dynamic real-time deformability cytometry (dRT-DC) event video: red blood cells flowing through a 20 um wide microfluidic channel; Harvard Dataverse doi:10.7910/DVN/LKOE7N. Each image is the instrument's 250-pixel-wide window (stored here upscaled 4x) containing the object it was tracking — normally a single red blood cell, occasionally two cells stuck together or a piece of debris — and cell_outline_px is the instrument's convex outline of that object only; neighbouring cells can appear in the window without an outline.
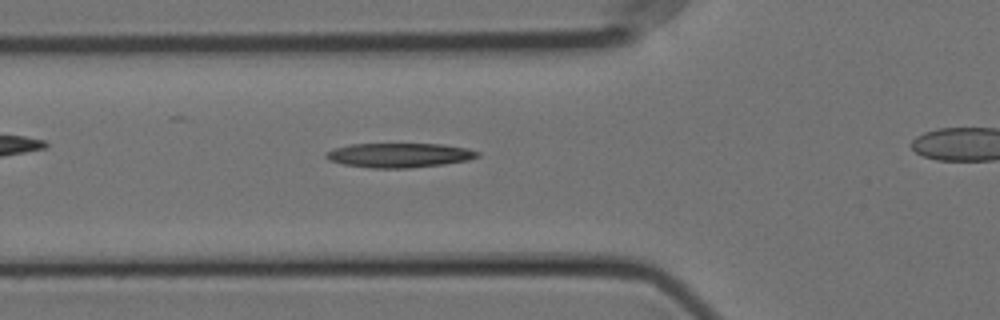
{"species": "Egyptian fruit bat (a non-hibernating species)", "species_latin": "Rousettus aegyptiacus", "temperature_condition": "cold", "stored_images_in_passage": 45, "camera_frame_rate_fps": 3000, "um_per_image_px": 0.085, "animal": {"sex": "female"}, "frame": {"image": 1, "passage_image": 16, "time_ms": 5.0, "image_size_px": [1000, 320], "cell_outline_px": [[480, 156], [468, 160], [444, 164], [408, 168], [368, 168], [344, 164], [328, 160], [324, 156], [324, 152], [332, 148], [352, 144], [444, 144], [468, 148], [480, 152]], "centroid_in_image_um": [33.92, 13.19], "position_along_channel_um": 91.9, "area_um2": 21.79}}
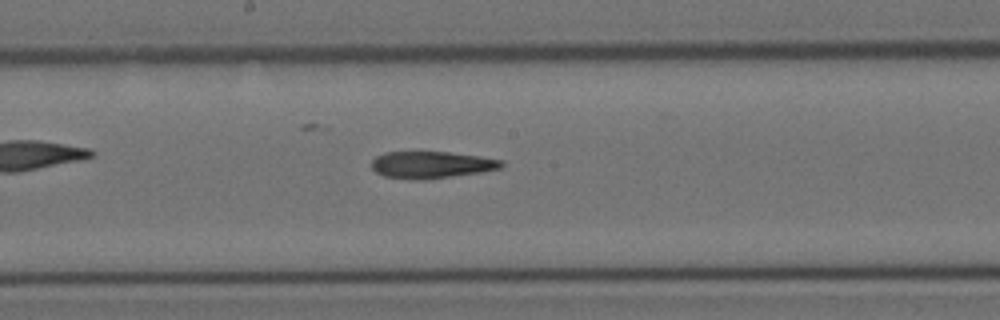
{"frame": {"image": 2, "passage_image": 26, "time_ms": 8.333, "image_size_px": [1000, 320], "cell_outline_px": [[504, 164], [500, 168], [480, 172], [420, 180], [412, 180], [384, 176], [376, 172], [372, 168], [372, 160], [376, 156], [384, 152], [448, 152], [480, 156], [504, 160]], "centroid_in_image_um": [36.65, 14.0], "position_along_channel_um": 211.5, "area_um2": 20.29}}
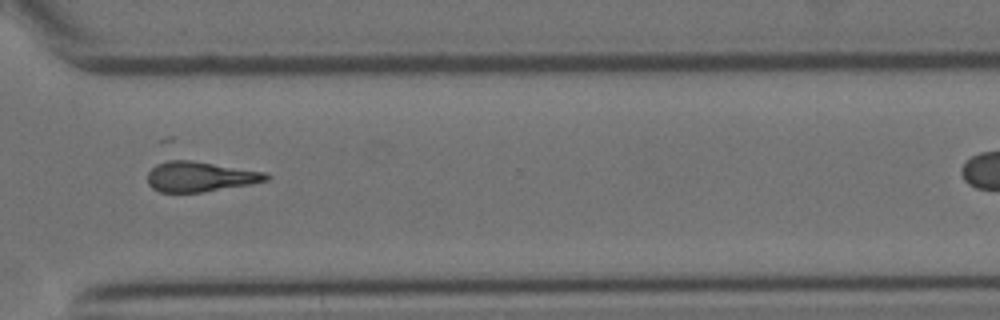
{"frame": {"image": 3, "passage_image": 38, "time_ms": 12.333, "image_size_px": [1000, 320], "cell_outline_px": [[272, 176], [268, 180], [252, 184], [204, 192], [160, 192], [152, 188], [148, 184], [148, 172], [156, 164], [168, 160], [188, 160], [264, 172]], "centroid_in_image_um": [17.0, 15.03], "position_along_channel_um": 353.6, "area_um2": 20.69}, "authors_computed_cell_mechanics": {"area_um2": 21.0392, "velocity_mm_per_s": 3.5711, "shape_relaxation_time_tau1_ms": 10.4315, "shape_relaxation_time_tau2_ms": null, "deformation_change_tau1": 0.2459, "deformation_change_tau2": null}}